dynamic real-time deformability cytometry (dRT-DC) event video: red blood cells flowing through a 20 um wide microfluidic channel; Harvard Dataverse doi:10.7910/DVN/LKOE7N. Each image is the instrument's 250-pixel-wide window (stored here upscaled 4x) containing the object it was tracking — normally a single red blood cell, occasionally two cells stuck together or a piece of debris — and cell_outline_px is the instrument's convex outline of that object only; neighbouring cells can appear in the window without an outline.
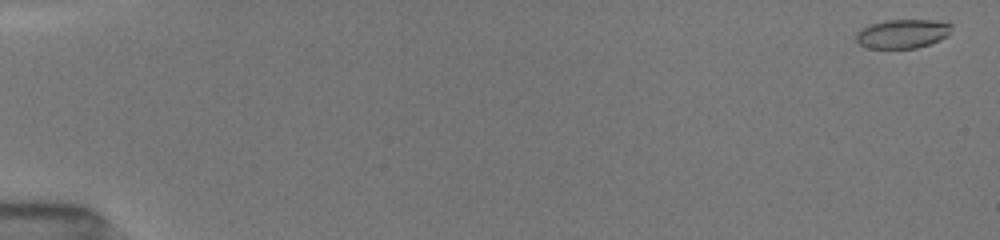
{"species": "common noctule bat (a hibernating species)", "species_latin": "Nyctalus noctula", "temperature_condition": "room temperature", "stored_images_in_passage": 23, "camera_frame_rate_fps": 3000, "um_per_image_px": 0.085, "animal": {"sex": "female", "body_mass_g": 19.5, "forearm_length_mm": 54.1}, "frame": {"image": 1, "passage_image": 1, "time_ms": 0.0, "image_size_px": [1000, 240], "cell_outline_px": [[952, 28], [948, 36], [940, 40], [916, 48], [868, 48], [860, 44], [856, 40], [856, 32], [860, 28], [884, 20], [932, 20], [952, 24]], "centroid_in_image_um": [76.71, 2.86], "position_along_channel_um": 8.3, "area_um2": 16.13}}
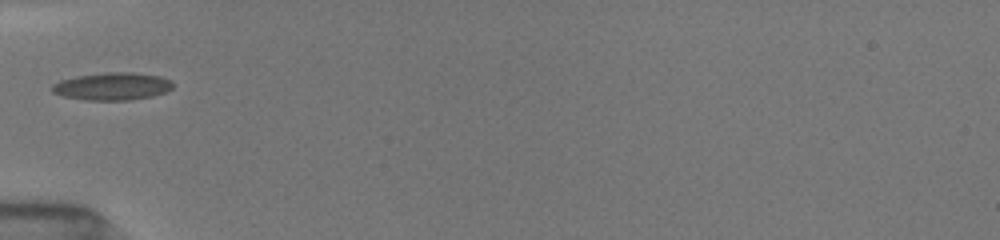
{"frame": {"image": 2, "passage_image": 19, "time_ms": 6.0, "image_size_px": [1000, 240], "cell_outline_px": [[172, 88], [164, 92], [152, 96], [128, 100], [84, 100], [64, 96], [52, 92], [52, 84], [60, 80], [80, 76], [108, 72], [132, 72], [160, 76], [172, 80]], "centroid_in_image_um": [9.55, 7.34], "position_along_channel_um": 75.4, "area_um2": 19.25}}
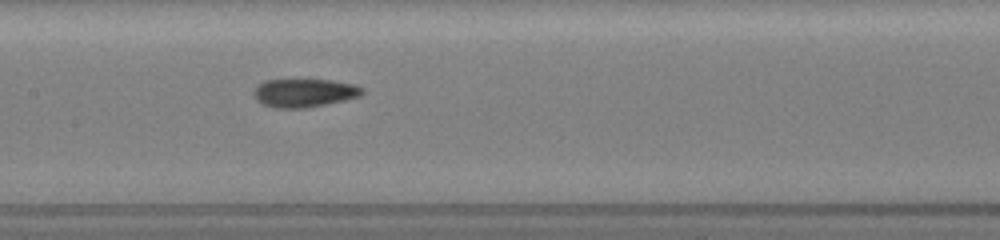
{"frame": {"image": 3, "passage_image": 23, "time_ms": 8.667, "image_size_px": [1000, 240], "cell_outline_px": [[364, 92], [360, 96], [344, 100], [304, 108], [276, 108], [260, 104], [256, 100], [252, 92], [264, 80], [328, 80], [352, 84], [364, 88]], "centroid_in_image_um": [25.83, 7.9], "position_along_channel_um": 181.6, "area_um2": 17.8}}